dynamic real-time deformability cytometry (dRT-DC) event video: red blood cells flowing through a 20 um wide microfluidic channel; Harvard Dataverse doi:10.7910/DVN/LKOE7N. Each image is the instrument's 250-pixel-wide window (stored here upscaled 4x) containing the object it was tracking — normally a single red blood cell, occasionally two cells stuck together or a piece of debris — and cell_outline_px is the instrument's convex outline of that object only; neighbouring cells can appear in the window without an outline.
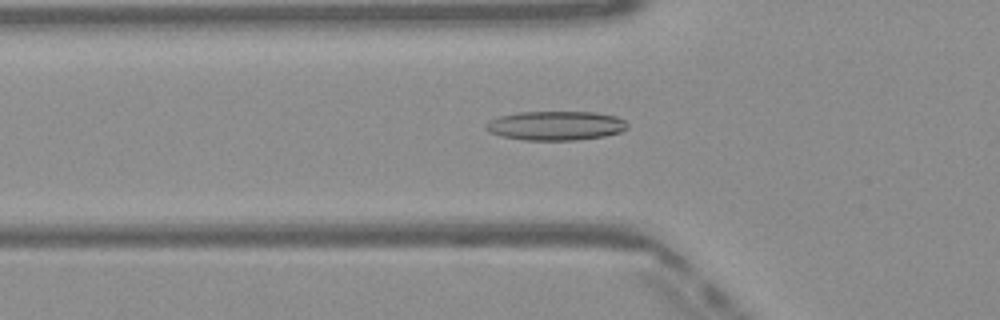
{"species": "Egyptian fruit bat (a non-hibernating species)", "species_latin": "Rousettus aegyptiacus", "temperature_condition": "warm", "stored_images_in_passage": 39, "camera_frame_rate_fps": 3000, "um_per_image_px": 0.085, "frame": {"image": 1, "passage_image": 7, "time_ms": 2.0, "image_size_px": [1000, 320], "cell_outline_px": [[628, 128], [620, 132], [604, 136], [576, 140], [524, 140], [500, 136], [488, 132], [484, 128], [484, 124], [488, 120], [500, 116], [520, 112], [596, 112], [616, 116], [624, 120], [628, 124]], "centroid_in_image_um": [47.2, 10.68], "position_along_channel_um": 78.6, "area_um2": 24.28}}
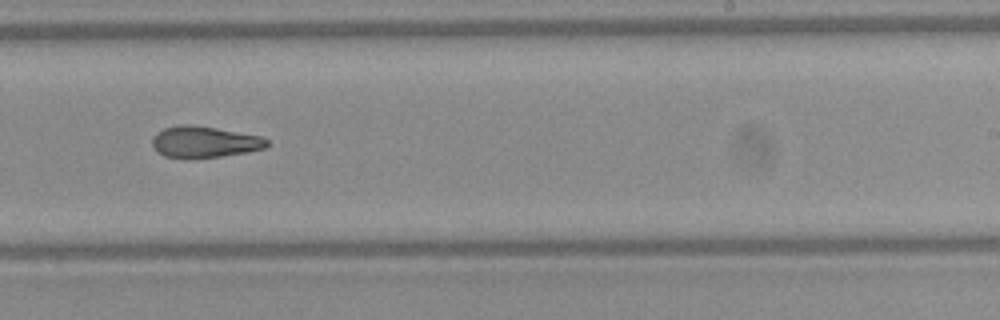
{"frame": {"image": 2, "passage_image": 21, "time_ms": 6.667, "image_size_px": [1000, 320], "cell_outline_px": [[268, 144], [264, 148], [248, 152], [220, 156], [164, 156], [156, 152], [152, 144], [152, 136], [156, 132], [164, 128], [180, 124], [192, 124], [216, 128], [260, 136], [268, 140]], "centroid_in_image_um": [17.34, 12.03], "position_along_channel_um": 271.7, "area_um2": 20.52}}
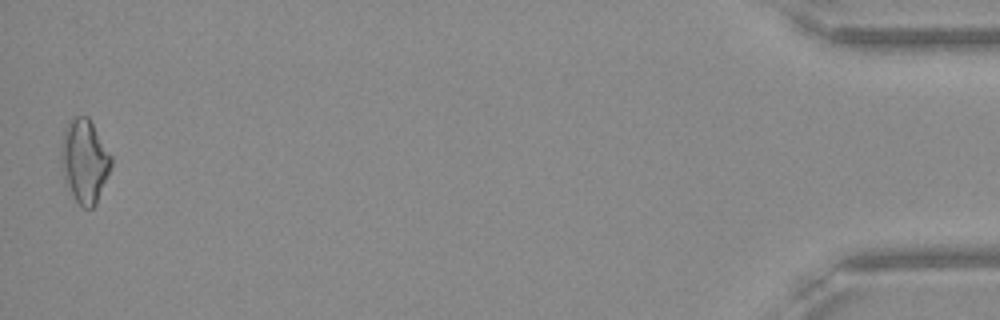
{"frame": {"image": 3, "passage_image": 39, "time_ms": 12.667, "image_size_px": [1000, 320], "cell_outline_px": [[112, 164], [96, 204], [92, 208], [84, 208], [72, 196], [64, 184], [60, 160], [60, 152], [64, 128], [68, 120], [72, 116], [88, 116], [112, 156]], "centroid_in_image_um": [7.15, 13.67], "position_along_channel_um": 428.1, "area_um2": 24.68}, "authors_computed_cell_mechanics": {"area_um2": 21.5016, "velocity_mm_per_s": 4.1123, "shape_relaxation_time_tau1_ms": null, "shape_relaxation_time_tau2_ms": 9.0695, "deformation_change_tau1": null, "deformation_change_tau2": 0.2167}}